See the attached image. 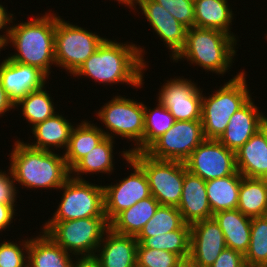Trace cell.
<instances>
[{
    "label": "cell",
    "instance_id": "obj_47",
    "mask_svg": "<svg viewBox=\"0 0 267 267\" xmlns=\"http://www.w3.org/2000/svg\"><path fill=\"white\" fill-rule=\"evenodd\" d=\"M2 48H3V44L0 42V51H1Z\"/></svg>",
    "mask_w": 267,
    "mask_h": 267
},
{
    "label": "cell",
    "instance_id": "obj_18",
    "mask_svg": "<svg viewBox=\"0 0 267 267\" xmlns=\"http://www.w3.org/2000/svg\"><path fill=\"white\" fill-rule=\"evenodd\" d=\"M258 108L250 98L230 117L218 141L227 149L236 152L267 123V117Z\"/></svg>",
    "mask_w": 267,
    "mask_h": 267
},
{
    "label": "cell",
    "instance_id": "obj_20",
    "mask_svg": "<svg viewBox=\"0 0 267 267\" xmlns=\"http://www.w3.org/2000/svg\"><path fill=\"white\" fill-rule=\"evenodd\" d=\"M104 235L95 254L101 267H136V237L115 233L111 228Z\"/></svg>",
    "mask_w": 267,
    "mask_h": 267
},
{
    "label": "cell",
    "instance_id": "obj_25",
    "mask_svg": "<svg viewBox=\"0 0 267 267\" xmlns=\"http://www.w3.org/2000/svg\"><path fill=\"white\" fill-rule=\"evenodd\" d=\"M160 203L151 195L120 212L109 224L118 234L137 236L143 226L154 216Z\"/></svg>",
    "mask_w": 267,
    "mask_h": 267
},
{
    "label": "cell",
    "instance_id": "obj_13",
    "mask_svg": "<svg viewBox=\"0 0 267 267\" xmlns=\"http://www.w3.org/2000/svg\"><path fill=\"white\" fill-rule=\"evenodd\" d=\"M184 163L190 173L205 181L238 172L235 152L216 139H205Z\"/></svg>",
    "mask_w": 267,
    "mask_h": 267
},
{
    "label": "cell",
    "instance_id": "obj_23",
    "mask_svg": "<svg viewBox=\"0 0 267 267\" xmlns=\"http://www.w3.org/2000/svg\"><path fill=\"white\" fill-rule=\"evenodd\" d=\"M73 127L74 126L68 119L66 120L57 112L45 121L38 123L31 128L36 141L34 144L32 142V144L28 143L27 145L35 149L46 151H52L54 148L56 150L57 148L63 149L65 147V151Z\"/></svg>",
    "mask_w": 267,
    "mask_h": 267
},
{
    "label": "cell",
    "instance_id": "obj_3",
    "mask_svg": "<svg viewBox=\"0 0 267 267\" xmlns=\"http://www.w3.org/2000/svg\"><path fill=\"white\" fill-rule=\"evenodd\" d=\"M10 155V170L15 182L26 188L59 189L70 177L64 155L30 147L15 141Z\"/></svg>",
    "mask_w": 267,
    "mask_h": 267
},
{
    "label": "cell",
    "instance_id": "obj_41",
    "mask_svg": "<svg viewBox=\"0 0 267 267\" xmlns=\"http://www.w3.org/2000/svg\"><path fill=\"white\" fill-rule=\"evenodd\" d=\"M14 208L15 207L10 204L0 203V232L2 230L5 231V229H7L13 222L12 219H14L16 213Z\"/></svg>",
    "mask_w": 267,
    "mask_h": 267
},
{
    "label": "cell",
    "instance_id": "obj_11",
    "mask_svg": "<svg viewBox=\"0 0 267 267\" xmlns=\"http://www.w3.org/2000/svg\"><path fill=\"white\" fill-rule=\"evenodd\" d=\"M204 140L201 120L175 121L144 152L158 160L185 162Z\"/></svg>",
    "mask_w": 267,
    "mask_h": 267
},
{
    "label": "cell",
    "instance_id": "obj_31",
    "mask_svg": "<svg viewBox=\"0 0 267 267\" xmlns=\"http://www.w3.org/2000/svg\"><path fill=\"white\" fill-rule=\"evenodd\" d=\"M137 247L164 250L173 252L181 258L190 256L191 228L189 224H183L179 229L159 236L136 237Z\"/></svg>",
    "mask_w": 267,
    "mask_h": 267
},
{
    "label": "cell",
    "instance_id": "obj_10",
    "mask_svg": "<svg viewBox=\"0 0 267 267\" xmlns=\"http://www.w3.org/2000/svg\"><path fill=\"white\" fill-rule=\"evenodd\" d=\"M131 157L143 168L151 195L160 205L178 207L184 183V162L154 159L145 152H132Z\"/></svg>",
    "mask_w": 267,
    "mask_h": 267
},
{
    "label": "cell",
    "instance_id": "obj_43",
    "mask_svg": "<svg viewBox=\"0 0 267 267\" xmlns=\"http://www.w3.org/2000/svg\"><path fill=\"white\" fill-rule=\"evenodd\" d=\"M15 104L6 94L4 88L2 87L0 80V116H3L5 112L15 109ZM3 114V115H2Z\"/></svg>",
    "mask_w": 267,
    "mask_h": 267
},
{
    "label": "cell",
    "instance_id": "obj_16",
    "mask_svg": "<svg viewBox=\"0 0 267 267\" xmlns=\"http://www.w3.org/2000/svg\"><path fill=\"white\" fill-rule=\"evenodd\" d=\"M48 79V76L35 66L20 64L9 58L0 64L2 87L14 104L31 91L45 86Z\"/></svg>",
    "mask_w": 267,
    "mask_h": 267
},
{
    "label": "cell",
    "instance_id": "obj_7",
    "mask_svg": "<svg viewBox=\"0 0 267 267\" xmlns=\"http://www.w3.org/2000/svg\"><path fill=\"white\" fill-rule=\"evenodd\" d=\"M144 109L145 104L122 96H115L102 106L97 117L105 124V131L101 128L106 137L114 139L115 136L127 138L133 141L132 152H144ZM113 133V134H112Z\"/></svg>",
    "mask_w": 267,
    "mask_h": 267
},
{
    "label": "cell",
    "instance_id": "obj_14",
    "mask_svg": "<svg viewBox=\"0 0 267 267\" xmlns=\"http://www.w3.org/2000/svg\"><path fill=\"white\" fill-rule=\"evenodd\" d=\"M196 85L184 77L167 80L158 94V102L169 110L176 121L201 120L202 91Z\"/></svg>",
    "mask_w": 267,
    "mask_h": 267
},
{
    "label": "cell",
    "instance_id": "obj_37",
    "mask_svg": "<svg viewBox=\"0 0 267 267\" xmlns=\"http://www.w3.org/2000/svg\"><path fill=\"white\" fill-rule=\"evenodd\" d=\"M29 240H24L22 245L19 242L20 246L12 241L0 243V267H27Z\"/></svg>",
    "mask_w": 267,
    "mask_h": 267
},
{
    "label": "cell",
    "instance_id": "obj_36",
    "mask_svg": "<svg viewBox=\"0 0 267 267\" xmlns=\"http://www.w3.org/2000/svg\"><path fill=\"white\" fill-rule=\"evenodd\" d=\"M180 256L164 250L137 247L136 266L141 267H176Z\"/></svg>",
    "mask_w": 267,
    "mask_h": 267
},
{
    "label": "cell",
    "instance_id": "obj_22",
    "mask_svg": "<svg viewBox=\"0 0 267 267\" xmlns=\"http://www.w3.org/2000/svg\"><path fill=\"white\" fill-rule=\"evenodd\" d=\"M213 218L224 234L227 248L245 255L250 245L252 218L238 209L216 212Z\"/></svg>",
    "mask_w": 267,
    "mask_h": 267
},
{
    "label": "cell",
    "instance_id": "obj_2",
    "mask_svg": "<svg viewBox=\"0 0 267 267\" xmlns=\"http://www.w3.org/2000/svg\"><path fill=\"white\" fill-rule=\"evenodd\" d=\"M34 18L10 26L3 47L12 43L17 53L7 58L20 64L35 66L49 77L52 64L56 65L54 48L56 14L45 12L44 16Z\"/></svg>",
    "mask_w": 267,
    "mask_h": 267
},
{
    "label": "cell",
    "instance_id": "obj_26",
    "mask_svg": "<svg viewBox=\"0 0 267 267\" xmlns=\"http://www.w3.org/2000/svg\"><path fill=\"white\" fill-rule=\"evenodd\" d=\"M228 0H194L195 27L217 29L234 37L230 27L234 19Z\"/></svg>",
    "mask_w": 267,
    "mask_h": 267
},
{
    "label": "cell",
    "instance_id": "obj_1",
    "mask_svg": "<svg viewBox=\"0 0 267 267\" xmlns=\"http://www.w3.org/2000/svg\"><path fill=\"white\" fill-rule=\"evenodd\" d=\"M142 53L145 50L136 44L106 38L73 76H87L99 84L125 83L137 88L144 83L143 71L147 67Z\"/></svg>",
    "mask_w": 267,
    "mask_h": 267
},
{
    "label": "cell",
    "instance_id": "obj_28",
    "mask_svg": "<svg viewBox=\"0 0 267 267\" xmlns=\"http://www.w3.org/2000/svg\"><path fill=\"white\" fill-rule=\"evenodd\" d=\"M242 175H229L206 181V192L212 214L237 209Z\"/></svg>",
    "mask_w": 267,
    "mask_h": 267
},
{
    "label": "cell",
    "instance_id": "obj_46",
    "mask_svg": "<svg viewBox=\"0 0 267 267\" xmlns=\"http://www.w3.org/2000/svg\"><path fill=\"white\" fill-rule=\"evenodd\" d=\"M116 1H118V3H122V4L127 5V6L129 3V0H116Z\"/></svg>",
    "mask_w": 267,
    "mask_h": 267
},
{
    "label": "cell",
    "instance_id": "obj_19",
    "mask_svg": "<svg viewBox=\"0 0 267 267\" xmlns=\"http://www.w3.org/2000/svg\"><path fill=\"white\" fill-rule=\"evenodd\" d=\"M177 208L185 224L192 225L213 218L206 192V181L190 173L185 163L182 196Z\"/></svg>",
    "mask_w": 267,
    "mask_h": 267
},
{
    "label": "cell",
    "instance_id": "obj_30",
    "mask_svg": "<svg viewBox=\"0 0 267 267\" xmlns=\"http://www.w3.org/2000/svg\"><path fill=\"white\" fill-rule=\"evenodd\" d=\"M113 147L114 139L106 137L98 146L91 150L85 157L80 159L70 169V174H72L70 176L76 179L84 180V178H82L83 176L81 175H84L85 173L86 175L87 173L99 174V172L110 174L114 170Z\"/></svg>",
    "mask_w": 267,
    "mask_h": 267
},
{
    "label": "cell",
    "instance_id": "obj_5",
    "mask_svg": "<svg viewBox=\"0 0 267 267\" xmlns=\"http://www.w3.org/2000/svg\"><path fill=\"white\" fill-rule=\"evenodd\" d=\"M243 71L215 90L212 95H202L201 122L205 139L218 140L230 117L252 97L247 87L246 73Z\"/></svg>",
    "mask_w": 267,
    "mask_h": 267
},
{
    "label": "cell",
    "instance_id": "obj_24",
    "mask_svg": "<svg viewBox=\"0 0 267 267\" xmlns=\"http://www.w3.org/2000/svg\"><path fill=\"white\" fill-rule=\"evenodd\" d=\"M30 238L27 267H72L73 258L43 231Z\"/></svg>",
    "mask_w": 267,
    "mask_h": 267
},
{
    "label": "cell",
    "instance_id": "obj_29",
    "mask_svg": "<svg viewBox=\"0 0 267 267\" xmlns=\"http://www.w3.org/2000/svg\"><path fill=\"white\" fill-rule=\"evenodd\" d=\"M237 209L251 218L267 215V179L242 176Z\"/></svg>",
    "mask_w": 267,
    "mask_h": 267
},
{
    "label": "cell",
    "instance_id": "obj_32",
    "mask_svg": "<svg viewBox=\"0 0 267 267\" xmlns=\"http://www.w3.org/2000/svg\"><path fill=\"white\" fill-rule=\"evenodd\" d=\"M45 87L31 91L15 104V107H21L22 115L29 124H32V127L56 113L52 98L48 91L44 90Z\"/></svg>",
    "mask_w": 267,
    "mask_h": 267
},
{
    "label": "cell",
    "instance_id": "obj_35",
    "mask_svg": "<svg viewBox=\"0 0 267 267\" xmlns=\"http://www.w3.org/2000/svg\"><path fill=\"white\" fill-rule=\"evenodd\" d=\"M157 105L156 109L148 108L145 105L144 151L162 134L167 132L176 121L169 110L160 102Z\"/></svg>",
    "mask_w": 267,
    "mask_h": 267
},
{
    "label": "cell",
    "instance_id": "obj_38",
    "mask_svg": "<svg viewBox=\"0 0 267 267\" xmlns=\"http://www.w3.org/2000/svg\"><path fill=\"white\" fill-rule=\"evenodd\" d=\"M163 6L187 29L195 26L194 0H153Z\"/></svg>",
    "mask_w": 267,
    "mask_h": 267
},
{
    "label": "cell",
    "instance_id": "obj_39",
    "mask_svg": "<svg viewBox=\"0 0 267 267\" xmlns=\"http://www.w3.org/2000/svg\"><path fill=\"white\" fill-rule=\"evenodd\" d=\"M10 175V176H9ZM11 170L9 172L0 171V203L16 206V184Z\"/></svg>",
    "mask_w": 267,
    "mask_h": 267
},
{
    "label": "cell",
    "instance_id": "obj_33",
    "mask_svg": "<svg viewBox=\"0 0 267 267\" xmlns=\"http://www.w3.org/2000/svg\"><path fill=\"white\" fill-rule=\"evenodd\" d=\"M244 257L247 267H267V215L252 217L250 245Z\"/></svg>",
    "mask_w": 267,
    "mask_h": 267
},
{
    "label": "cell",
    "instance_id": "obj_6",
    "mask_svg": "<svg viewBox=\"0 0 267 267\" xmlns=\"http://www.w3.org/2000/svg\"><path fill=\"white\" fill-rule=\"evenodd\" d=\"M110 228L106 217L47 221L42 231L68 253L95 256L105 232Z\"/></svg>",
    "mask_w": 267,
    "mask_h": 267
},
{
    "label": "cell",
    "instance_id": "obj_44",
    "mask_svg": "<svg viewBox=\"0 0 267 267\" xmlns=\"http://www.w3.org/2000/svg\"><path fill=\"white\" fill-rule=\"evenodd\" d=\"M72 267H101L100 261L95 256L75 257ZM78 258V259H77Z\"/></svg>",
    "mask_w": 267,
    "mask_h": 267
},
{
    "label": "cell",
    "instance_id": "obj_45",
    "mask_svg": "<svg viewBox=\"0 0 267 267\" xmlns=\"http://www.w3.org/2000/svg\"><path fill=\"white\" fill-rule=\"evenodd\" d=\"M176 267H200L196 261L191 257V256H187L184 258H181Z\"/></svg>",
    "mask_w": 267,
    "mask_h": 267
},
{
    "label": "cell",
    "instance_id": "obj_8",
    "mask_svg": "<svg viewBox=\"0 0 267 267\" xmlns=\"http://www.w3.org/2000/svg\"><path fill=\"white\" fill-rule=\"evenodd\" d=\"M97 33L63 20L56 16L55 62L57 66L74 74L105 40Z\"/></svg>",
    "mask_w": 267,
    "mask_h": 267
},
{
    "label": "cell",
    "instance_id": "obj_21",
    "mask_svg": "<svg viewBox=\"0 0 267 267\" xmlns=\"http://www.w3.org/2000/svg\"><path fill=\"white\" fill-rule=\"evenodd\" d=\"M235 157L243 177L267 179V123L235 152Z\"/></svg>",
    "mask_w": 267,
    "mask_h": 267
},
{
    "label": "cell",
    "instance_id": "obj_42",
    "mask_svg": "<svg viewBox=\"0 0 267 267\" xmlns=\"http://www.w3.org/2000/svg\"><path fill=\"white\" fill-rule=\"evenodd\" d=\"M7 10H6V8L5 7H3V5L0 3V30L2 31V29H6V35L4 34V35H0V42L4 45V43L6 42V40H7V37H8V34H9V31H10V23H14L13 22V18H14V16H13V14H11V13H7L6 12ZM9 25V26H8ZM7 28H6V27Z\"/></svg>",
    "mask_w": 267,
    "mask_h": 267
},
{
    "label": "cell",
    "instance_id": "obj_4",
    "mask_svg": "<svg viewBox=\"0 0 267 267\" xmlns=\"http://www.w3.org/2000/svg\"><path fill=\"white\" fill-rule=\"evenodd\" d=\"M237 39L217 29H187L184 49L173 62L185 59L212 73L223 75L233 65ZM235 46V47H234Z\"/></svg>",
    "mask_w": 267,
    "mask_h": 267
},
{
    "label": "cell",
    "instance_id": "obj_27",
    "mask_svg": "<svg viewBox=\"0 0 267 267\" xmlns=\"http://www.w3.org/2000/svg\"><path fill=\"white\" fill-rule=\"evenodd\" d=\"M79 124L72 128L68 146L63 153L69 169L106 138L105 133L94 123L84 120Z\"/></svg>",
    "mask_w": 267,
    "mask_h": 267
},
{
    "label": "cell",
    "instance_id": "obj_34",
    "mask_svg": "<svg viewBox=\"0 0 267 267\" xmlns=\"http://www.w3.org/2000/svg\"><path fill=\"white\" fill-rule=\"evenodd\" d=\"M183 224L184 221L177 207L160 205L136 237L159 236V234L175 231Z\"/></svg>",
    "mask_w": 267,
    "mask_h": 267
},
{
    "label": "cell",
    "instance_id": "obj_9",
    "mask_svg": "<svg viewBox=\"0 0 267 267\" xmlns=\"http://www.w3.org/2000/svg\"><path fill=\"white\" fill-rule=\"evenodd\" d=\"M59 189L64 190L61 202L53 217L48 221L106 217L104 186L70 176Z\"/></svg>",
    "mask_w": 267,
    "mask_h": 267
},
{
    "label": "cell",
    "instance_id": "obj_12",
    "mask_svg": "<svg viewBox=\"0 0 267 267\" xmlns=\"http://www.w3.org/2000/svg\"><path fill=\"white\" fill-rule=\"evenodd\" d=\"M122 152L121 156L134 171L119 183L104 186L105 216L109 223L123 210L151 196L149 182L143 168L131 157L129 150Z\"/></svg>",
    "mask_w": 267,
    "mask_h": 267
},
{
    "label": "cell",
    "instance_id": "obj_15",
    "mask_svg": "<svg viewBox=\"0 0 267 267\" xmlns=\"http://www.w3.org/2000/svg\"><path fill=\"white\" fill-rule=\"evenodd\" d=\"M137 4L152 29L166 44L167 49L171 50L170 57L174 60L184 49L187 28L153 0H129L128 8L134 9Z\"/></svg>",
    "mask_w": 267,
    "mask_h": 267
},
{
    "label": "cell",
    "instance_id": "obj_17",
    "mask_svg": "<svg viewBox=\"0 0 267 267\" xmlns=\"http://www.w3.org/2000/svg\"><path fill=\"white\" fill-rule=\"evenodd\" d=\"M190 256L200 267H210L227 248L225 237L214 218L190 225Z\"/></svg>",
    "mask_w": 267,
    "mask_h": 267
},
{
    "label": "cell",
    "instance_id": "obj_40",
    "mask_svg": "<svg viewBox=\"0 0 267 267\" xmlns=\"http://www.w3.org/2000/svg\"><path fill=\"white\" fill-rule=\"evenodd\" d=\"M210 267H247L244 254L225 248Z\"/></svg>",
    "mask_w": 267,
    "mask_h": 267
}]
</instances>
